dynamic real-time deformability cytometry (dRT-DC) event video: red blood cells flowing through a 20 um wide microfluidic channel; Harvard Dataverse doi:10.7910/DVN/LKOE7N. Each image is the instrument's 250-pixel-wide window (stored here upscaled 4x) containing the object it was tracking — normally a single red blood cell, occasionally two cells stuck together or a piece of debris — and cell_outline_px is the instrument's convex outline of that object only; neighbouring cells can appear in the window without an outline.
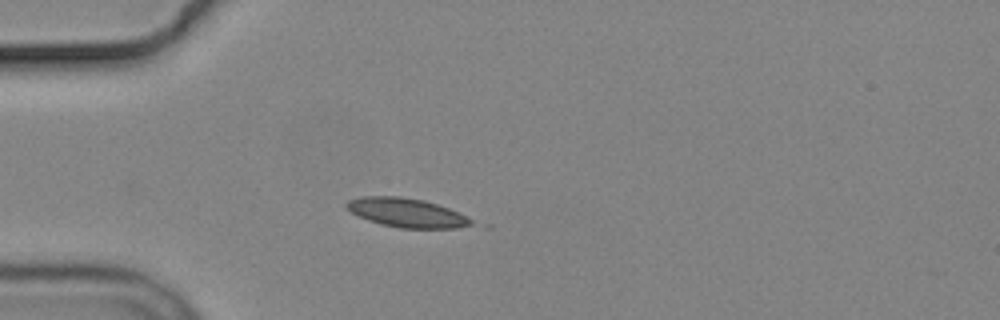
{"species": "common noctule bat (a hibernating species)", "species_latin": "Nyctalus noctula", "temperature_condition": "cold", "stored_images_in_passage": 5, "camera_frame_rate_fps": 3000, "um_per_image_px": 0.085, "animal": {"sex": "male", "body_mass_g": 19.2, "forearm_length_mm": 51.8}, "frame": {"image": 1, "passage_image": 4, "time_ms": 3.333, "image_size_px": [1000, 320], "cell_outline_px": [[492, 228], [400, 228], [380, 224], [368, 220], [352, 212], [344, 204], [348, 200], [360, 196], [400, 196], [424, 200], [460, 212], [492, 224]], "centroid_in_image_um": [34.95, 18.13], "position_along_channel_um": 50.1, "area_um2": 22.48}}